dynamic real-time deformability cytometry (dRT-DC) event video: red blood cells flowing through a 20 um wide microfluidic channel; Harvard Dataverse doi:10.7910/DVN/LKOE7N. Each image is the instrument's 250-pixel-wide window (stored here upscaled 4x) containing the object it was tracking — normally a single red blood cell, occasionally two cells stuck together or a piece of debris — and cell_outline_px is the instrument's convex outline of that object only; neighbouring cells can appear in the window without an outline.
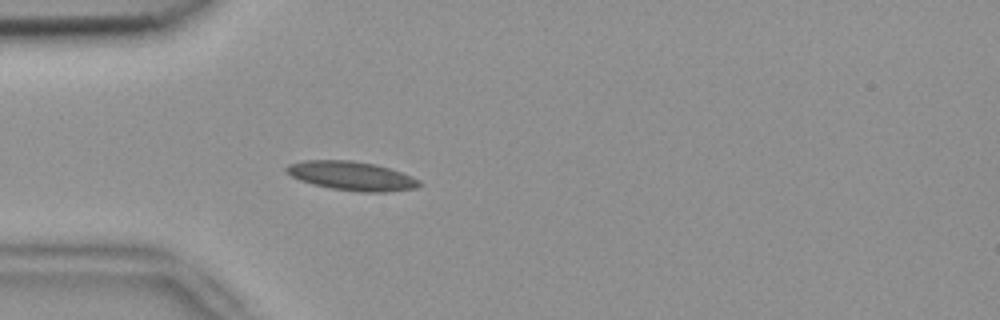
{"species": "common noctule bat (a hibernating species)", "species_latin": "Nyctalus noctula", "temperature_condition": "room temperature", "stored_images_in_passage": 5, "camera_frame_rate_fps": 3000, "um_per_image_px": 0.085, "animal": {"sex": "female", "body_mass_g": 18.4}, "frame": {"image": 1, "passage_image": 5, "time_ms": 1.333, "image_size_px": [1000, 320], "cell_outline_px": [[424, 184], [416, 188], [388, 192], [360, 192], [332, 188], [312, 184], [300, 180], [284, 172], [284, 168], [288, 164], [304, 160], [352, 160], [376, 164], [412, 176], [420, 180]], "centroid_in_image_um": [29.89, 14.95], "position_along_channel_um": 55.1, "area_um2": 22.6}}